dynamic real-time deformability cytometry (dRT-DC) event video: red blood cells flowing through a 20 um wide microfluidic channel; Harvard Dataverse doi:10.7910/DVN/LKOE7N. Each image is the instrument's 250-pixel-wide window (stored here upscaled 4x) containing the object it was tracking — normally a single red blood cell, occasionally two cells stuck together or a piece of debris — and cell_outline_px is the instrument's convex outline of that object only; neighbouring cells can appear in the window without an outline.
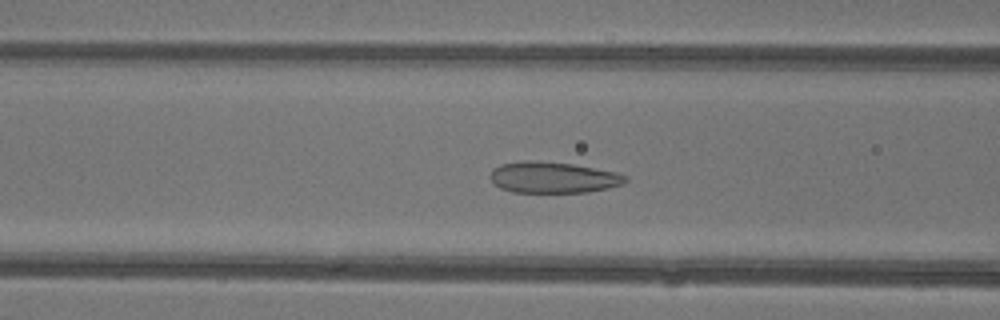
{"species": "common noctule bat (a hibernating species)", "species_latin": "Nyctalus noctula", "temperature_condition": "warm", "stored_images_in_passage": 40, "camera_frame_rate_fps": 3000, "um_per_image_px": 0.085, "animal": {"sex": "female"}, "frame": {"image": 1, "passage_image": 11, "time_ms": 3.333, "image_size_px": [1000, 320], "cell_outline_px": [[628, 180], [624, 184], [608, 188], [588, 192], [512, 192], [500, 188], [492, 180], [492, 168], [500, 164], [524, 160], [572, 164], [616, 172], [628, 176]], "centroid_in_image_um": [47.05, 15.09], "position_along_channel_um": 119.6, "area_um2": 24.39}}
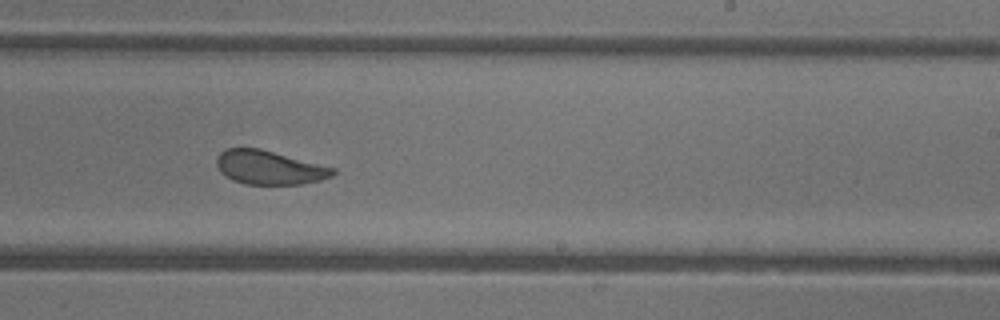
{"frame": {"image": 2, "passage_image": 21, "time_ms": 6.667, "image_size_px": [1000, 320], "cell_outline_px": [[336, 172], [332, 176], [320, 180], [300, 184], [244, 184], [232, 180], [220, 172], [216, 164], [216, 160], [220, 152], [228, 148], [260, 148], [336, 168]], "centroid_in_image_um": [22.88, 14.24], "position_along_channel_um": 266.1, "area_um2": 22.95}}
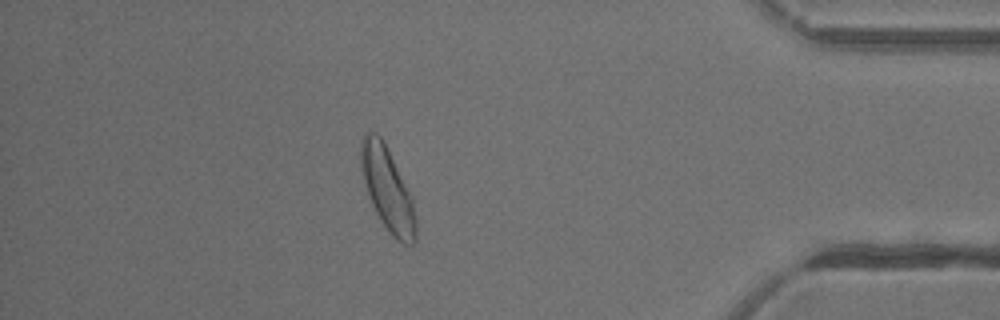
{"frame": {"image": 3, "passage_image": 33, "time_ms": 10.667, "image_size_px": [1000, 320], "cell_outline_px": [[416, 240], [412, 244], [404, 244], [396, 240], [388, 232], [380, 220], [368, 196], [360, 164], [360, 144], [364, 136], [368, 132], [376, 132], [380, 136], [412, 196], [416, 216]], "centroid_in_image_um": [32.94, 16.13], "position_along_channel_um": 402.3, "area_um2": 26.47}, "authors_computed_cell_mechanics": {"area_um2": 24.9985, "velocity_mm_per_s": 4.4037, "shape_relaxation_time_tau1_ms": 4.0654, "shape_relaxation_time_tau2_ms": 0.71, "deformation_change_tau1": 0.1501, "deformation_change_tau2": 0.0799}}